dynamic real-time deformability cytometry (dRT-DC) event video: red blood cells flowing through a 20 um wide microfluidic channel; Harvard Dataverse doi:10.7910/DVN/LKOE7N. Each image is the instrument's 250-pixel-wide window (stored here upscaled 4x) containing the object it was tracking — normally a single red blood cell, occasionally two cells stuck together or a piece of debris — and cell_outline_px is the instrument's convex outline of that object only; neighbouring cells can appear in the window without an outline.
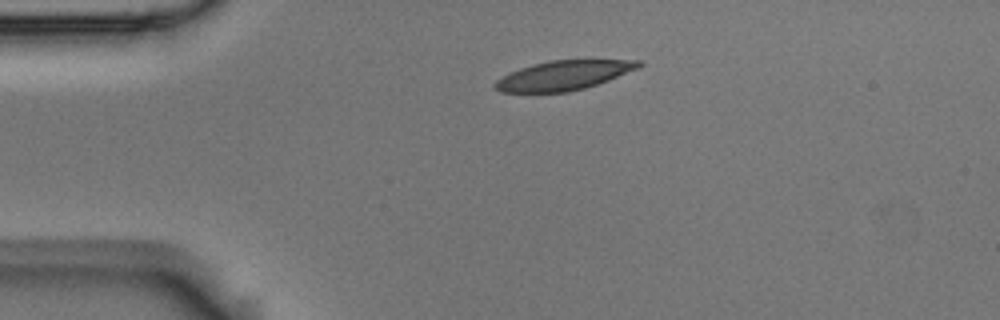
{"species": "Egyptian fruit bat (a non-hibernating species)", "species_latin": "Rousettus aegyptiacus", "temperature_condition": "room temperature", "stored_images_in_passage": 3, "camera_frame_rate_fps": 3000, "um_per_image_px": 0.085, "animal": {"sex": "male"}, "frame": {"image": 1, "passage_image": 1, "time_ms": 0.0, "image_size_px": [1000, 320], "cell_outline_px": [[644, 64], [640, 68], [608, 80], [584, 88], [568, 92], [500, 92], [492, 88], [492, 84], [496, 80], [520, 68], [532, 64], [548, 60], [640, 60]], "centroid_in_image_um": [47.9, 6.4], "position_along_channel_um": 37.1, "area_um2": 24.62}}
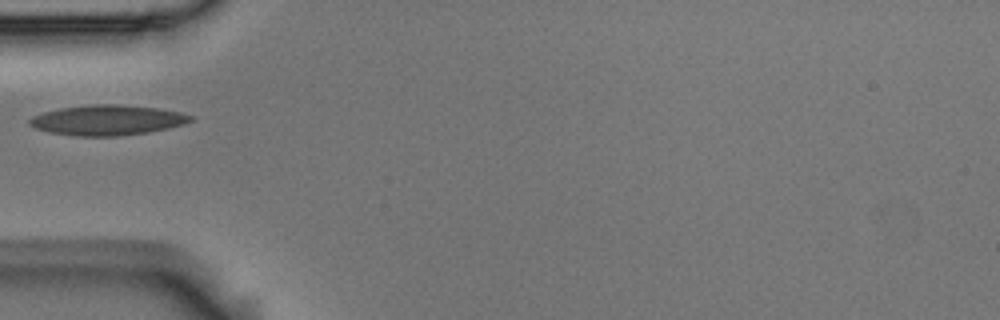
{"frame": {"image": 2, "passage_image": 3, "time_ms": 0.667, "image_size_px": [1000, 320], "cell_outline_px": [[192, 120], [184, 124], [168, 128], [148, 132], [120, 136], [80, 136], [52, 132], [36, 128], [28, 124], [28, 120], [32, 116], [44, 112], [60, 108], [88, 104], [120, 104], [160, 108], [180, 112], [192, 116]], "centroid_in_image_um": [9.14, 10.2], "position_along_channel_um": 75.9, "area_um2": 28.32}}